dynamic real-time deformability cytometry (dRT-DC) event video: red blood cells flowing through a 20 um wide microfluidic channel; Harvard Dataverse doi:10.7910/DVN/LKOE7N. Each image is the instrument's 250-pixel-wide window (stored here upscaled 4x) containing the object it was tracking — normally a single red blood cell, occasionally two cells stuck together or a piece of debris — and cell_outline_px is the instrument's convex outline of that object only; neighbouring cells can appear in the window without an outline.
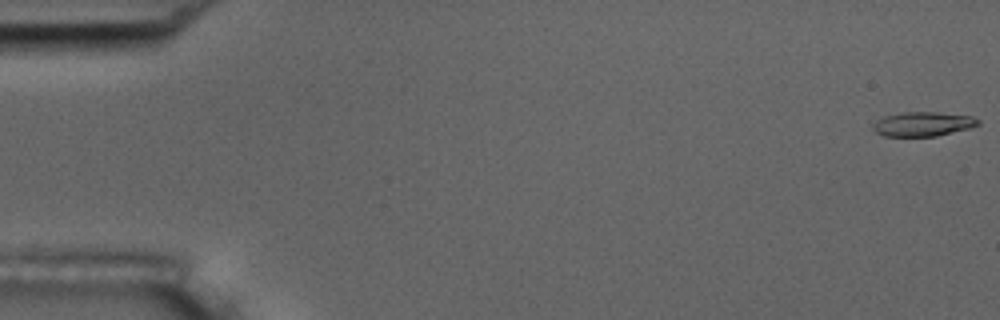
{"species": "common noctule bat (a hibernating species)", "species_latin": "Nyctalus noctula", "temperature_condition": "room temperature", "stored_images_in_passage": 56, "camera_frame_rate_fps": 3000, "um_per_image_px": 0.085, "animal": {"sex": "male", "body_mass_g": 17.5, "forearm_length_mm": 52.3}, "frame": {"image": 1, "passage_image": 1, "time_ms": 0.0, "image_size_px": [1000, 320], "cell_outline_px": [[980, 124], [968, 128], [936, 136], [884, 136], [876, 132], [872, 128], [872, 124], [876, 120], [884, 116], [900, 112], [936, 112], [972, 116], [980, 120]], "centroid_in_image_um": [78.41, 10.53], "position_along_channel_um": 6.6, "area_um2": 14.91}}
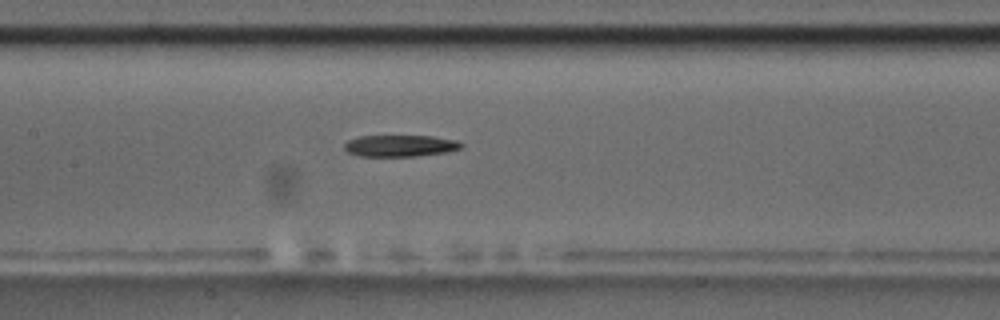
{"frame": {"image": 2, "passage_image": 27, "time_ms": 8.667, "image_size_px": [1000, 320], "cell_outline_px": [[464, 144], [460, 148], [448, 152], [416, 156], [360, 156], [348, 152], [344, 148], [344, 144], [348, 140], [360, 136], [432, 136], [456, 140]], "centroid_in_image_um": [34.02, 12.39], "position_along_channel_um": 173.4, "area_um2": 14.68}}
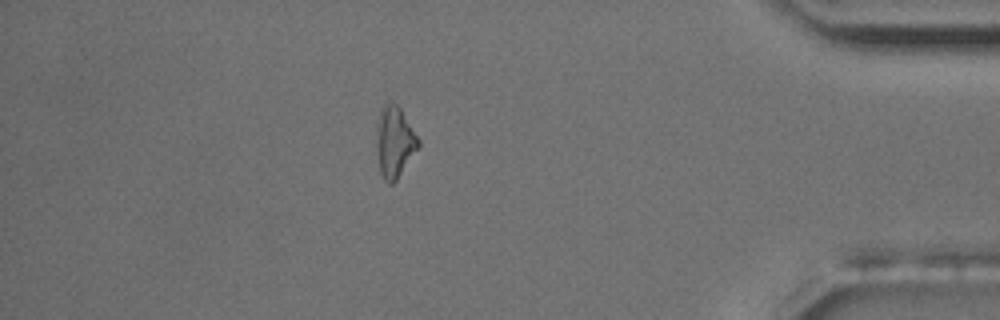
{"frame": {"image": 3, "passage_image": 49, "time_ms": 16.0, "image_size_px": [1000, 320], "cell_outline_px": [[420, 148], [396, 180], [392, 184], [388, 184], [384, 180], [380, 172], [376, 152], [376, 124], [380, 108], [388, 100], [396, 104], [400, 108], [420, 140]], "centroid_in_image_um": [33.52, 12.06], "position_along_channel_um": 401.7, "area_um2": 17.8}, "authors_computed_cell_mechanics": {"area_um2": 15.606, "velocity_mm_per_s": 3.6546, "shape_relaxation_time_tau1_ms": 6.6833, "shape_relaxation_time_tau2_ms": null, "deformation_change_tau1": 0.2066, "deformation_change_tau2": null}}